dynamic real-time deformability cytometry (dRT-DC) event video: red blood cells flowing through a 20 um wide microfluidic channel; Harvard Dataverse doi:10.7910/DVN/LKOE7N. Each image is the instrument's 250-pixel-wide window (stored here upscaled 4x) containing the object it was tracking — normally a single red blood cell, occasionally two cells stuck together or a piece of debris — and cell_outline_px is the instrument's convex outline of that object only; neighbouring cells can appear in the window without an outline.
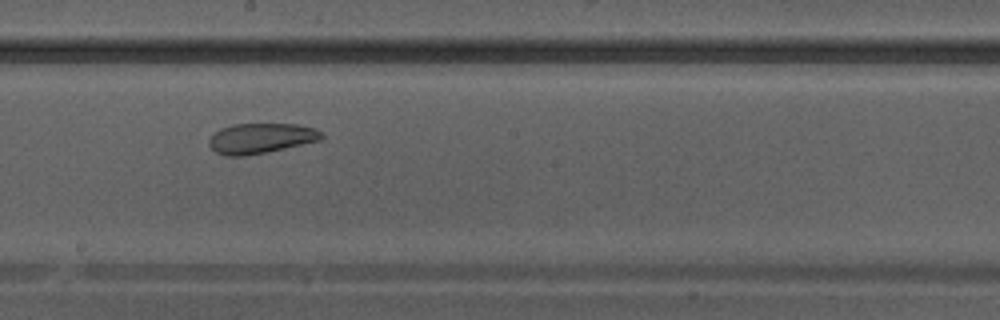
{"species": "Egyptian fruit bat (a non-hibernating species)", "species_latin": "Rousettus aegyptiacus", "temperature_condition": "warm", "stored_images_in_passage": 18, "camera_frame_rate_fps": 3000, "um_per_image_px": 0.085, "animal": {"sex": "male"}, "frame": {"image": 1, "passage_image": 11, "time_ms": 3.333, "image_size_px": [1000, 320], "cell_outline_px": [[324, 136], [320, 140], [284, 148], [244, 156], [224, 156], [216, 152], [208, 144], [208, 140], [220, 128], [232, 124], [296, 124], [316, 128]], "centroid_in_image_um": [22.15, 11.75], "position_along_channel_um": 226.1, "area_um2": 19.65}}
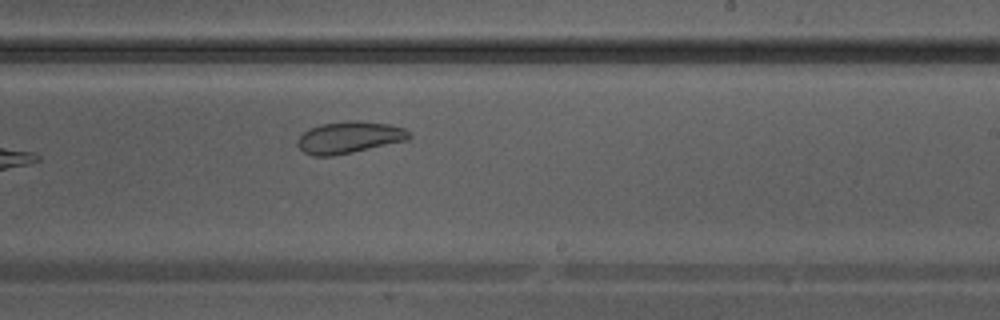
{"frame": {"image": 2, "passage_image": 13, "time_ms": 4.0, "image_size_px": [1000, 320], "cell_outline_px": [[412, 136], [408, 140], [352, 152], [332, 156], [312, 156], [304, 152], [296, 144], [296, 140], [308, 128], [320, 124], [348, 120], [356, 120], [388, 124], [404, 128]], "centroid_in_image_um": [29.65, 11.67], "position_along_channel_um": 259.3, "area_um2": 20.75}}